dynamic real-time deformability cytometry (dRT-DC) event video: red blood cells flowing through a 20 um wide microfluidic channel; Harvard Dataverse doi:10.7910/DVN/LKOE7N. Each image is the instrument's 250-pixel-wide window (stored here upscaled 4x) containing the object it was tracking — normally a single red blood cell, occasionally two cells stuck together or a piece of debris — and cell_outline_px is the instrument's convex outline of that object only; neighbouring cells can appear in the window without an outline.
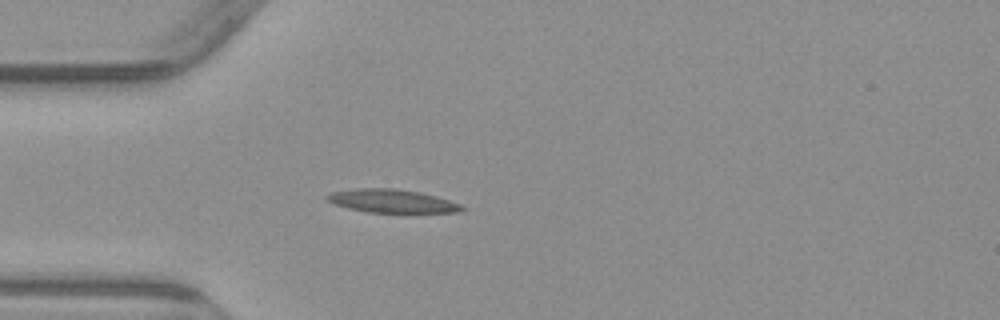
{"species": "common noctule bat (a hibernating species)", "species_latin": "Nyctalus noctula", "temperature_condition": "warm", "stored_images_in_passage": 4, "camera_frame_rate_fps": 3000, "um_per_image_px": 0.085, "animal": {"sex": "male", "body_mass_g": 23.1, "forearm_length_mm": 52.7}, "frame": {"image": 1, "passage_image": 4, "time_ms": 3.333, "image_size_px": [1000, 320], "cell_outline_px": [[468, 208], [464, 212], [368, 212], [348, 208], [336, 204], [328, 200], [324, 196], [332, 192], [356, 188], [396, 188], [420, 192], [436, 196], [460, 204]], "centroid_in_image_um": [33.36, 17.08], "position_along_channel_um": 51.6, "area_um2": 18.26}}